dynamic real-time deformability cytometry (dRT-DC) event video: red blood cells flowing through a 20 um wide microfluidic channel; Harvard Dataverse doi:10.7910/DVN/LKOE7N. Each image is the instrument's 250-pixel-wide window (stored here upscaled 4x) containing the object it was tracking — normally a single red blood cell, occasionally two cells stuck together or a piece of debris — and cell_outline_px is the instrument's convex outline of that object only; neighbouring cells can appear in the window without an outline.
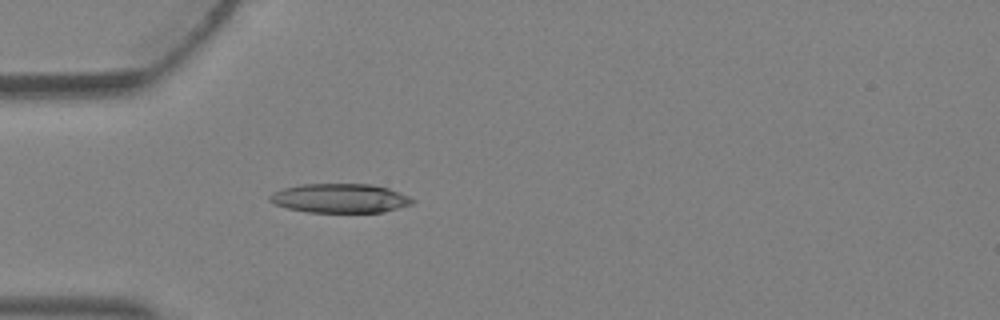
{"species": "Egyptian fruit bat (a non-hibernating species)", "species_latin": "Rousettus aegyptiacus", "temperature_condition": "warm", "stored_images_in_passage": 2, "camera_frame_rate_fps": 3000, "um_per_image_px": 0.085, "animal": {"sex": "female"}, "frame": {"image": 1, "passage_image": 2, "time_ms": 0.333, "image_size_px": [1000, 320], "cell_outline_px": [[416, 200], [412, 204], [384, 212], [308, 212], [288, 208], [276, 204], [268, 200], [268, 196], [272, 192], [284, 188], [300, 184], [372, 184], [388, 188], [408, 196]], "centroid_in_image_um": [28.89, 16.85], "position_along_channel_um": 56.1, "area_um2": 24.22}}